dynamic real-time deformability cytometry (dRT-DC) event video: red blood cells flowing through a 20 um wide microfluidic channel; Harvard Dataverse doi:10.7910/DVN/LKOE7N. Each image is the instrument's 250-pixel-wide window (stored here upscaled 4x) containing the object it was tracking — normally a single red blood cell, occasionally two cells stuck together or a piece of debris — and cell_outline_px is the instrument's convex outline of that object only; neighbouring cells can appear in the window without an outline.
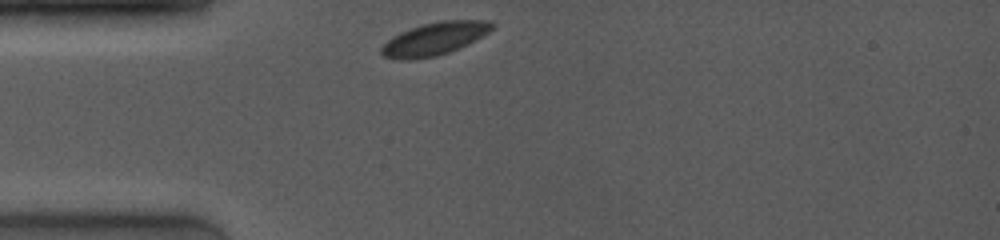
{"species": "common noctule bat (a hibernating species)", "species_latin": "Nyctalus noctula", "temperature_condition": "room temperature", "stored_images_in_passage": 15, "camera_frame_rate_fps": 4000, "um_per_image_px": 0.085, "animal": {"sex": "female", "body_mass_g": 19.0, "forearm_length_mm": 53.3}, "frame": {"image": 1, "passage_image": 1, "time_ms": 0.0, "image_size_px": [1000, 240], "cell_outline_px": [[492, 28], [488, 32], [468, 44], [460, 48], [436, 56], [412, 60], [400, 60], [384, 56], [380, 52], [380, 48], [392, 36], [400, 32], [424, 24], [444, 20], [484, 20], [492, 24]], "centroid_in_image_um": [36.89, 3.31], "position_along_channel_um": 48.1, "area_um2": 20.87}}
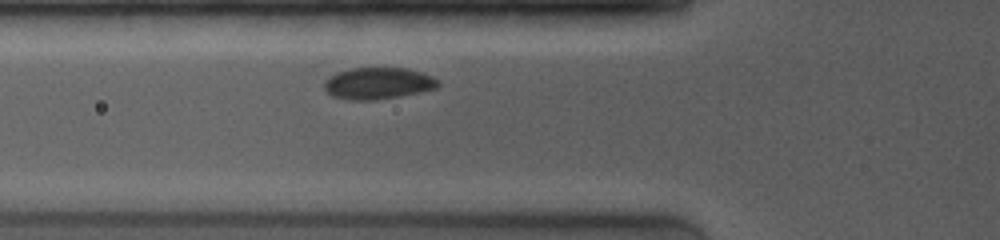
{"frame": {"image": 2, "passage_image": 5, "time_ms": 1.5, "image_size_px": [1000, 240], "cell_outline_px": [[440, 84], [436, 88], [400, 96], [376, 100], [352, 100], [332, 96], [324, 88], [324, 80], [328, 76], [336, 72], [352, 68], [404, 68], [420, 72], [432, 76], [440, 80]], "centroid_in_image_um": [32.11, 7.08], "position_along_channel_um": 93.7, "area_um2": 21.04}}
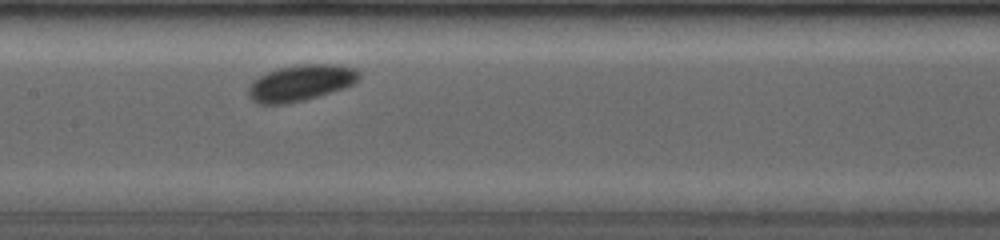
{"frame": {"image": 3, "passage_image": 11, "time_ms": 3.75, "image_size_px": [1000, 240], "cell_outline_px": [[360, 76], [352, 84], [304, 100], [284, 104], [256, 104], [248, 96], [248, 88], [252, 80], [268, 72], [280, 68], [296, 64], [336, 64], [356, 68], [360, 72]], "centroid_in_image_um": [25.51, 7.03], "position_along_channel_um": 181.9, "area_um2": 23.12}}